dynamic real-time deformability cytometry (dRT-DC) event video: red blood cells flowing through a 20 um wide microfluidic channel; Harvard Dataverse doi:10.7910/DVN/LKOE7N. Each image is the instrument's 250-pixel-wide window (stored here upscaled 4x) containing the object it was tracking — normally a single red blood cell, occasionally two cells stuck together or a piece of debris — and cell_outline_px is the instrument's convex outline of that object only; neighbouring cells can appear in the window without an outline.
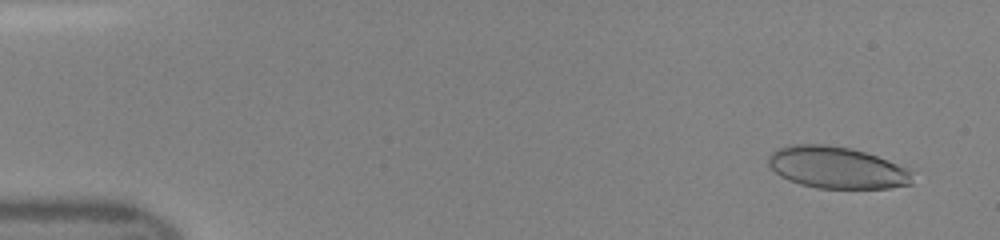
{"species": "human", "species_latin": "Homo sapiens", "temperature_condition": "room temperature", "stored_images_in_passage": 17, "camera_frame_rate_fps": 3000, "um_per_image_px": 0.085, "donor": {"sex": "female"}, "frame": {"image": 1, "passage_image": 1, "time_ms": 0.0, "image_size_px": [1000, 240], "cell_outline_px": [[912, 184], [888, 188], [816, 188], [800, 184], [788, 180], [780, 176], [768, 164], [768, 156], [776, 148], [788, 144], [828, 144], [852, 148], [876, 156], [908, 168], [912, 172]], "centroid_in_image_um": [71.1, 14.23], "position_along_channel_um": 13.9, "area_um2": 35.26}}
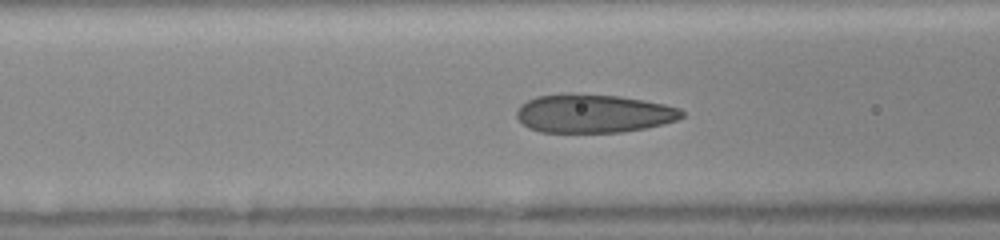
{"frame": {"image": 2, "passage_image": 13, "time_ms": 4.0, "image_size_px": [1000, 240], "cell_outline_px": [[684, 116], [676, 120], [664, 124], [644, 128], [620, 132], [540, 132], [528, 128], [516, 116], [516, 112], [520, 104], [536, 96], [560, 92], [568, 92], [620, 96], [644, 100], [664, 104], [680, 108], [684, 112]], "centroid_in_image_um": [50.42, 9.62], "position_along_channel_um": 116.2, "area_um2": 37.51}}
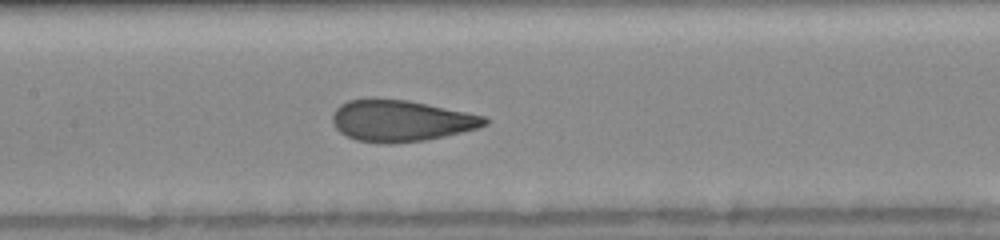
{"frame": {"image": 3, "passage_image": 17, "time_ms": 5.333, "image_size_px": [1000, 240], "cell_outline_px": [[488, 124], [476, 128], [444, 136], [424, 140], [388, 144], [384, 144], [356, 140], [340, 132], [332, 124], [332, 116], [336, 108], [340, 104], [348, 100], [408, 100], [484, 116], [488, 120]], "centroid_in_image_um": [34.05, 10.28], "position_along_channel_um": 173.4, "area_um2": 36.07}}